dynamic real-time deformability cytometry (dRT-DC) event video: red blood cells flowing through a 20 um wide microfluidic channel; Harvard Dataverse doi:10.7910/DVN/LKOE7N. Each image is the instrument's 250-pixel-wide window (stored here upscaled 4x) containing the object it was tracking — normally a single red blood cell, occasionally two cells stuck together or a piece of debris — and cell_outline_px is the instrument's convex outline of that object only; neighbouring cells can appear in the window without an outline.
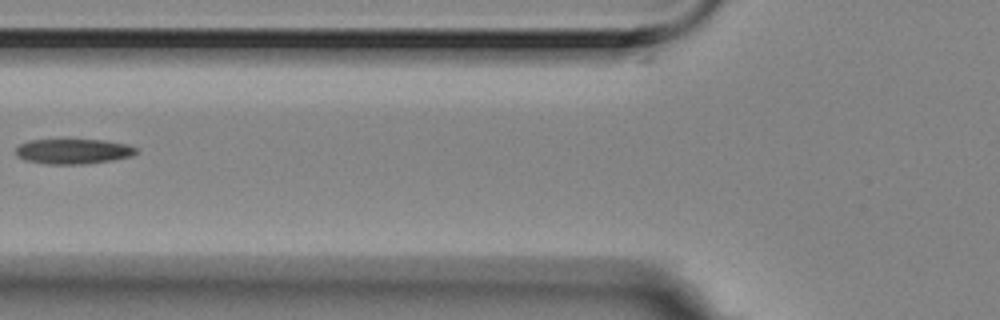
{"species": "Egyptian fruit bat (a non-hibernating species)", "species_latin": "Rousettus aegyptiacus", "temperature_condition": "room temperature", "stored_images_in_passage": 6, "segment_of_instrument_passage": [2, 2], "camera_frame_rate_fps": 3000, "um_per_image_px": 0.085, "animal": {"sex": "female"}, "frame": {"image": 1, "passage_image": 6, "time_ms": 1.667, "image_size_px": [1000, 320], "cell_outline_px": [[136, 152], [132, 156], [112, 160], [84, 164], [48, 164], [24, 160], [16, 156], [16, 148], [20, 144], [28, 140], [104, 140], [128, 144], [136, 148]], "centroid_in_image_um": [6.21, 12.87], "position_along_channel_um": 119.6, "area_um2": 17.57}}